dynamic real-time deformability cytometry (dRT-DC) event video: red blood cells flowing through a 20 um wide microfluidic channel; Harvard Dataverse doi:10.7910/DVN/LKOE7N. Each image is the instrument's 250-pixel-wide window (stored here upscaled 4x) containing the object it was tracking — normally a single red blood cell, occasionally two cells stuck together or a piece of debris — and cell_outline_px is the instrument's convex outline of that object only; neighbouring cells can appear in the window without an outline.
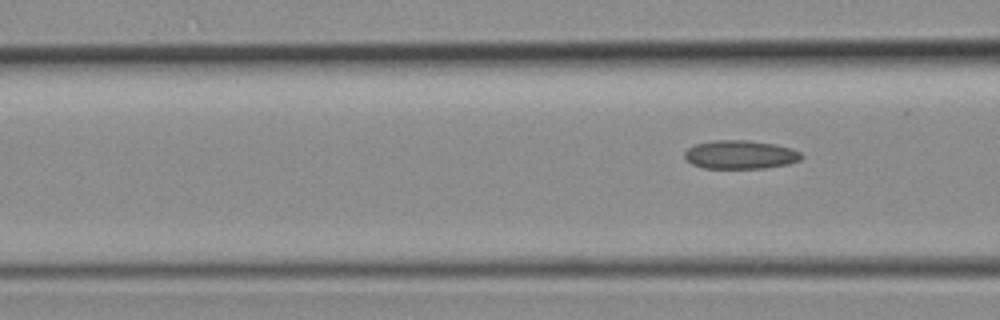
{"species": "common noctule bat (a hibernating species)", "species_latin": "Nyctalus noctula", "temperature_condition": "room temperature", "stored_images_in_passage": 5, "camera_frame_rate_fps": 3000, "um_per_image_px": 0.085, "animal": {"sex": "female", "body_mass_g": 19.3, "forearm_length_mm": 54.1}, "frame": {"image": 1, "passage_image": 5, "time_ms": 1.333, "image_size_px": [1000, 320], "cell_outline_px": [[804, 156], [800, 160], [788, 164], [764, 168], [704, 168], [692, 164], [684, 156], [684, 152], [688, 148], [696, 144], [712, 140], [748, 140], [776, 144], [792, 148], [800, 152]], "centroid_in_image_um": [62.95, 13.14], "position_along_channel_um": 103.7, "area_um2": 19.54}}